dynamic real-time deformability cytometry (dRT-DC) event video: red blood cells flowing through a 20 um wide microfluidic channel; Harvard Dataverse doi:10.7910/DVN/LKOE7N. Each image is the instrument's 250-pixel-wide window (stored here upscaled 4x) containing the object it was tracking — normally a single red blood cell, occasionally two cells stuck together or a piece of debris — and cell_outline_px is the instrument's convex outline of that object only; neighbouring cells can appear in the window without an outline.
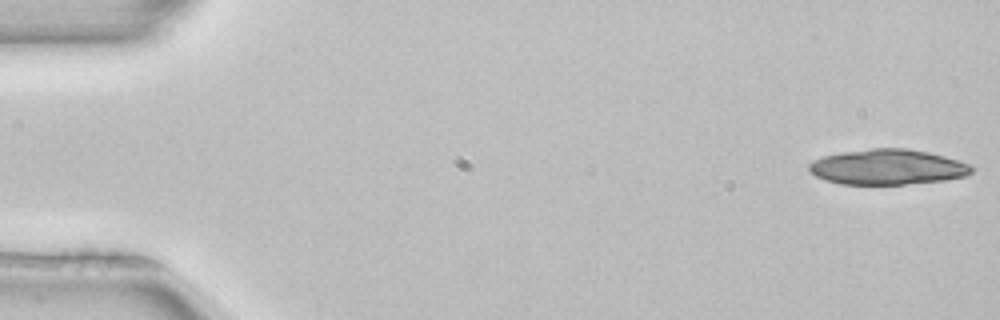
{"species": "common noctule bat (a hibernating species)", "species_latin": "Nyctalus noctula", "temperature_condition": "room temperature", "stored_images_in_passage": 17, "camera_frame_rate_fps": 3000, "um_per_image_px": 0.085, "animal": {"sex": "female", "body_mass_g": 22.7, "forearm_length_mm": 54.2}, "frame": {"image": 1, "passage_image": 1, "time_ms": 0.0, "image_size_px": [1000, 320], "cell_outline_px": [[972, 172], [964, 176], [944, 180], [904, 184], [840, 184], [824, 180], [816, 176], [808, 168], [808, 164], [812, 160], [824, 156], [844, 152], [872, 148], [908, 148], [928, 152], [944, 156], [972, 164]], "centroid_in_image_um": [75.44, 14.19], "position_along_channel_um": 9.6, "area_um2": 33.41}}